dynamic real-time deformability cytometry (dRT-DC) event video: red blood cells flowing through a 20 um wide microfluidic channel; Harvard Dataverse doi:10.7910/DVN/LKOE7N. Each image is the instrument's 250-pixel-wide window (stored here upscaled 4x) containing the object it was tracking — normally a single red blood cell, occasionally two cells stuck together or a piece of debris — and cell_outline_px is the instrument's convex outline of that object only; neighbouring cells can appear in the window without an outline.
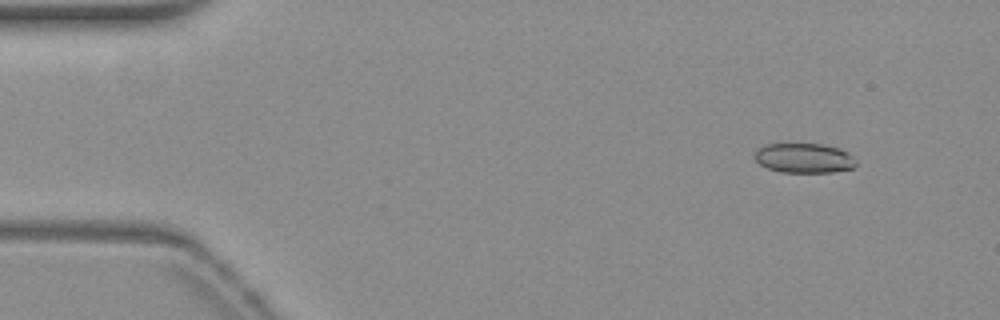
{"species": "common noctule bat (a hibernating species)", "species_latin": "Nyctalus noctula", "temperature_condition": "warm", "stored_images_in_passage": 52, "camera_frame_rate_fps": 3000, "um_per_image_px": 0.085, "animal": {"sex": "female", "body_mass_g": 19.3, "forearm_length_mm": 54.1}, "frame": {"image": 1, "passage_image": 4, "time_ms": 1.0, "image_size_px": [1000, 320], "cell_outline_px": [[856, 164], [852, 168], [832, 172], [780, 172], [768, 168], [760, 164], [752, 156], [756, 148], [764, 144], [820, 144], [840, 148], [848, 152], [856, 160]], "centroid_in_image_um": [68.31, 13.43], "position_along_channel_um": 16.7, "area_um2": 17.69}}
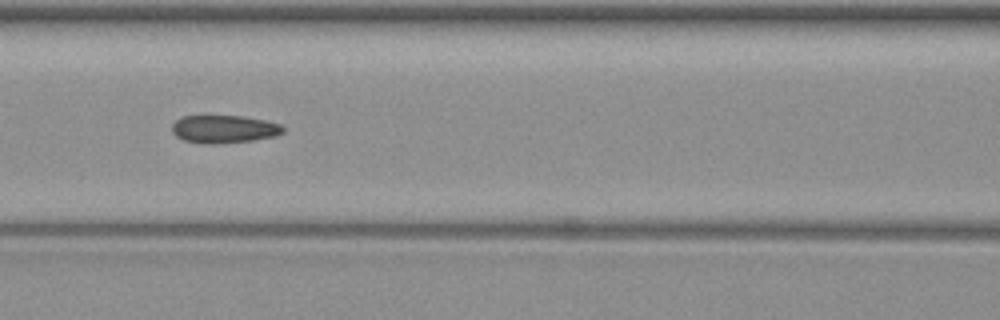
{"frame": {"image": 2, "passage_image": 22, "time_ms": 7.0, "image_size_px": [1000, 320], "cell_outline_px": [[284, 132], [276, 136], [252, 140], [220, 144], [200, 144], [184, 140], [176, 136], [172, 132], [172, 124], [180, 116], [240, 116], [264, 120], [280, 124], [284, 128]], "centroid_in_image_um": [19.01, 10.98], "position_along_channel_um": 147.6, "area_um2": 18.15}}
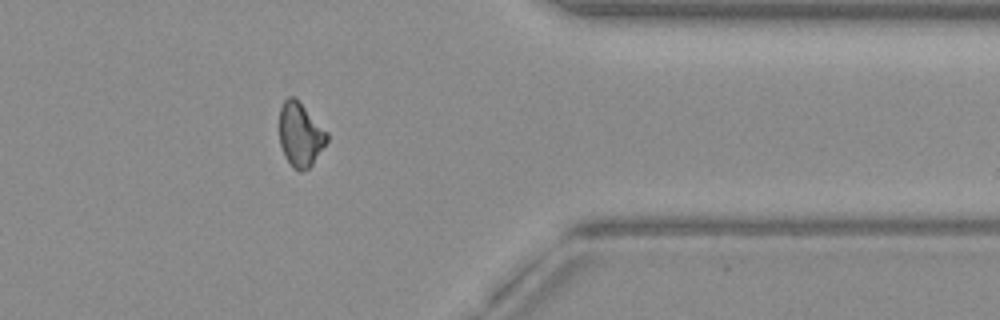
{"frame": {"image": 3, "passage_image": 42, "time_ms": 13.667, "image_size_px": [1000, 320], "cell_outline_px": [[328, 140], [312, 164], [308, 168], [300, 172], [292, 168], [284, 156], [280, 144], [280, 108], [284, 100], [288, 96], [296, 96], [328, 132]], "centroid_in_image_um": [25.53, 11.42], "position_along_channel_um": 385.9, "area_um2": 17.98}, "authors_computed_cell_mechanics": {"area_um2": 18.1781, "velocity_mm_per_s": 3.8411, "shape_relaxation_time_tau1_ms": 7.5987, "shape_relaxation_time_tau2_ms": 5.3432, "deformation_change_tau1": 0.1206, "deformation_change_tau2": 0.1187}}